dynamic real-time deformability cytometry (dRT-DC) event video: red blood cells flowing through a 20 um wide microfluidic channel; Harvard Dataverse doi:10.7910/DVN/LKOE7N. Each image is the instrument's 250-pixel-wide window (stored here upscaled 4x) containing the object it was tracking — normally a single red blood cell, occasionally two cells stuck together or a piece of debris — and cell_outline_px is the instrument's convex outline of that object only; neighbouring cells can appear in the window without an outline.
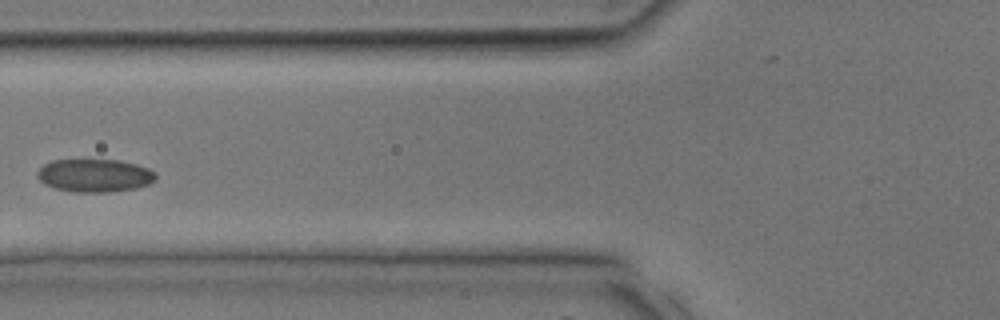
{"species": "common noctule bat (a hibernating species)", "species_latin": "Nyctalus noctula", "temperature_condition": "room temperature", "stored_images_in_passage": 26, "camera_frame_rate_fps": 3000, "um_per_image_px": 0.085, "animal": {"sex": "male", "body_mass_g": 17.9, "forearm_length_mm": 54.2}, "frame": {"image": 1, "passage_image": 13, "time_ms": 4.0, "image_size_px": [1000, 320], "cell_outline_px": [[156, 180], [148, 184], [136, 188], [112, 192], [72, 192], [56, 188], [44, 184], [36, 176], [36, 172], [44, 164], [52, 160], [120, 160], [136, 164], [148, 168], [156, 172]], "centroid_in_image_um": [8.05, 14.92], "position_along_channel_um": 117.7, "area_um2": 22.95}}
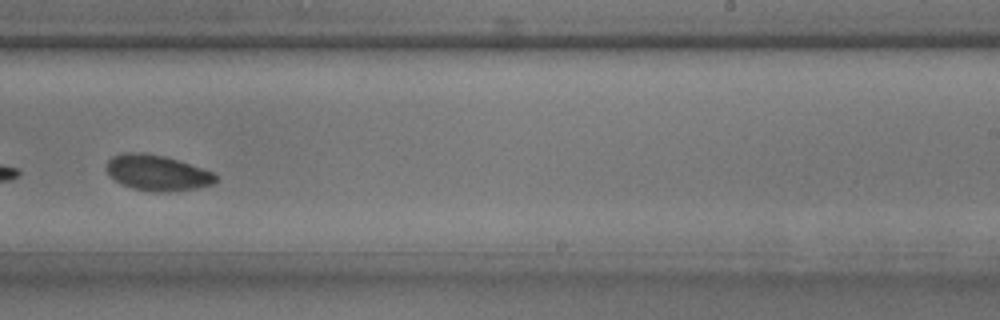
{"frame": {"image": 2, "passage_image": 22, "time_ms": 7.0, "image_size_px": [1000, 320], "cell_outline_px": [[216, 180], [212, 184], [196, 188], [168, 192], [152, 192], [132, 188], [120, 184], [108, 176], [108, 160], [112, 156], [124, 152], [144, 152], [164, 156], [212, 172], [216, 176]], "centroid_in_image_um": [13.3, 14.69], "position_along_channel_um": 275.7, "area_um2": 22.54}}
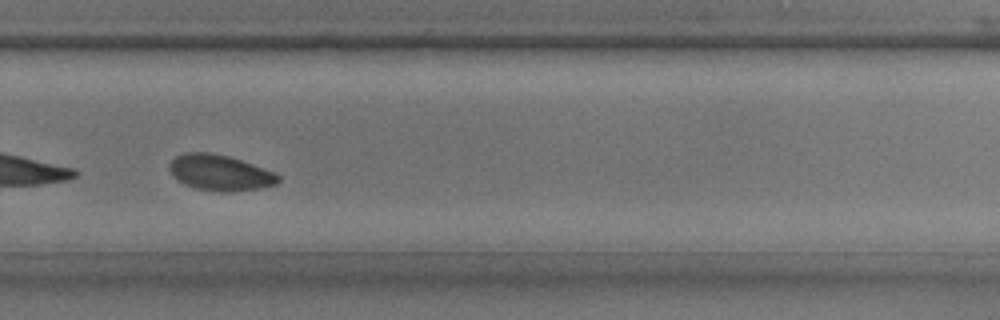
{"frame": {"image": 3, "passage_image": 24, "time_ms": 7.667, "image_size_px": [1000, 320], "cell_outline_px": [[280, 180], [276, 184], [260, 188], [232, 192], [220, 192], [196, 188], [184, 184], [168, 168], [168, 164], [176, 156], [184, 152], [208, 152], [228, 156], [252, 164], [272, 172], [280, 176]], "centroid_in_image_um": [18.69, 14.68], "position_along_channel_um": 311.1, "area_um2": 22.43}}